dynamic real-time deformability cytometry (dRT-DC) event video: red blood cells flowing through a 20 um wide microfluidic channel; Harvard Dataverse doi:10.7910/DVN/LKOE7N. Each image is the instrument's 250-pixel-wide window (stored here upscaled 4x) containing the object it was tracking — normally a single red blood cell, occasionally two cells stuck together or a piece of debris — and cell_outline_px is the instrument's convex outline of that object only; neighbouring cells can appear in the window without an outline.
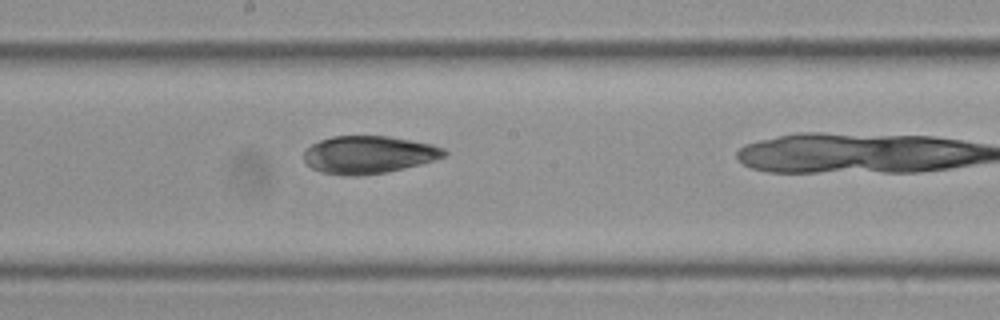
{"species": "Egyptian fruit bat (a non-hibernating species)", "species_latin": "Rousettus aegyptiacus", "temperature_condition": "cold", "stored_images_in_passage": 14, "camera_frame_rate_fps": 3000, "um_per_image_px": 0.085, "frame": {"image": 1, "passage_image": 10, "time_ms": 3.0, "image_size_px": [1000, 320], "cell_outline_px": [[448, 152], [444, 156], [420, 164], [384, 172], [356, 176], [344, 176], [320, 172], [312, 168], [304, 160], [304, 152], [312, 144], [320, 140], [332, 136], [388, 136], [432, 144], [444, 148]], "centroid_in_image_um": [31.31, 13.14], "position_along_channel_um": 216.9, "area_um2": 30.58}}